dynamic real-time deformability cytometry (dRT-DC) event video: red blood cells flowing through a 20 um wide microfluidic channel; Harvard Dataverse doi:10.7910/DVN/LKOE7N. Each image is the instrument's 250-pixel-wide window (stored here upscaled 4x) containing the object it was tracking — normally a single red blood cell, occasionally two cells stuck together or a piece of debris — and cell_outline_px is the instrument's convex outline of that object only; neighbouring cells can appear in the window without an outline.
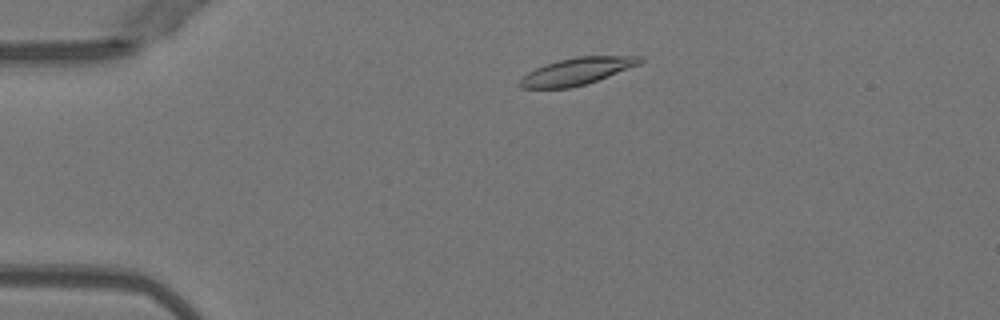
{"species": "Egyptian fruit bat (a non-hibernating species)", "species_latin": "Rousettus aegyptiacus", "temperature_condition": "warm", "stored_images_in_passage": 46, "camera_frame_rate_fps": 3000, "um_per_image_px": 0.085, "animal": {"sex": "female"}, "frame": {"image": 1, "passage_image": 6, "time_ms": 1.667, "image_size_px": [1000, 320], "cell_outline_px": [[644, 60], [640, 64], [596, 80], [572, 88], [520, 88], [516, 84], [528, 72], [544, 64], [576, 56], [644, 56]], "centroid_in_image_um": [49.01, 6.05], "position_along_channel_um": 36.0, "area_um2": 18.79}}
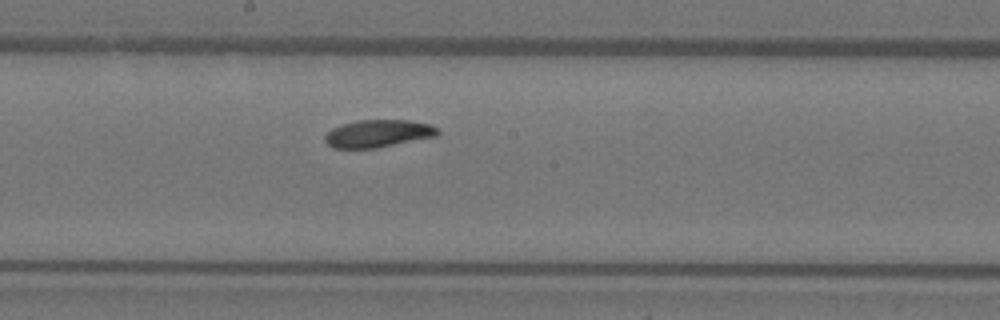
{"frame": {"image": 2, "passage_image": 23, "time_ms": 7.333, "image_size_px": [1000, 320], "cell_outline_px": [[440, 132], [436, 136], [376, 148], [332, 148], [324, 140], [324, 136], [332, 128], [340, 124], [356, 120], [408, 120], [428, 124], [440, 128]], "centroid_in_image_um": [32.12, 11.34], "position_along_channel_um": 216.1, "area_um2": 18.15}}
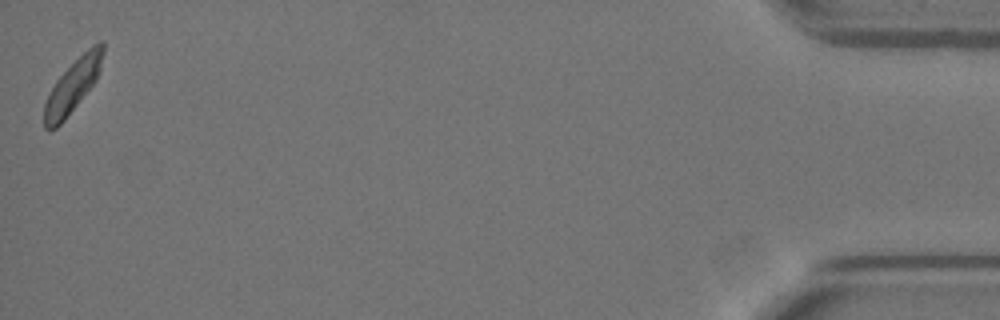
{"frame": {"image": 3, "passage_image": 46, "time_ms": 15.0, "image_size_px": [1000, 320], "cell_outline_px": [[104, 52], [100, 68], [96, 80], [64, 120], [56, 128], [44, 128], [44, 104], [56, 80], [92, 44], [100, 40], [104, 40]], "centroid_in_image_um": [6.21, 7.26], "position_along_channel_um": 429.0, "area_um2": 17.57}, "authors_computed_cell_mechanics": {"area_um2": 18.6983, "velocity_mm_per_s": 3.956, "shape_relaxation_time_tau1_ms": 3.8966, "shape_relaxation_time_tau2_ms": null, "deformation_change_tau1": 0.1334, "deformation_change_tau2": null}}